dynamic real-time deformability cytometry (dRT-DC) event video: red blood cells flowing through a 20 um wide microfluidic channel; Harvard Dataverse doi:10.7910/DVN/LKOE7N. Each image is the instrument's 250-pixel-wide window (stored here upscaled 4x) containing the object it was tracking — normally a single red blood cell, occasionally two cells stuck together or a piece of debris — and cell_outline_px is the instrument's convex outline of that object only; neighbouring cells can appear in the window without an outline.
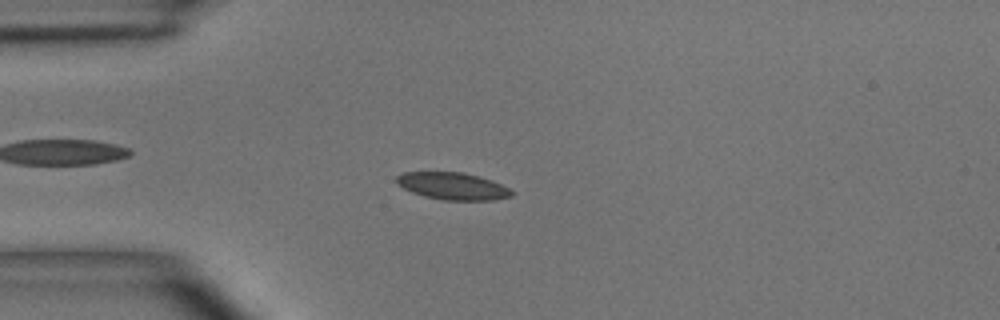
{"species": "common noctule bat (a hibernating species)", "species_latin": "Nyctalus noctula", "temperature_condition": "room temperature", "stored_images_in_passage": 4, "camera_frame_rate_fps": 3000, "um_per_image_px": 0.085, "animal": {"sex": "male", "body_mass_g": 15.6}, "frame": {"image": 1, "passage_image": 4, "time_ms": 3.667, "image_size_px": [1000, 320], "cell_outline_px": [[512, 196], [492, 200], [440, 200], [424, 196], [412, 192], [396, 184], [396, 176], [404, 172], [464, 172], [492, 180], [508, 188], [512, 192]], "centroid_in_image_um": [38.45, 15.81], "position_along_channel_um": 46.6, "area_um2": 18.21}}